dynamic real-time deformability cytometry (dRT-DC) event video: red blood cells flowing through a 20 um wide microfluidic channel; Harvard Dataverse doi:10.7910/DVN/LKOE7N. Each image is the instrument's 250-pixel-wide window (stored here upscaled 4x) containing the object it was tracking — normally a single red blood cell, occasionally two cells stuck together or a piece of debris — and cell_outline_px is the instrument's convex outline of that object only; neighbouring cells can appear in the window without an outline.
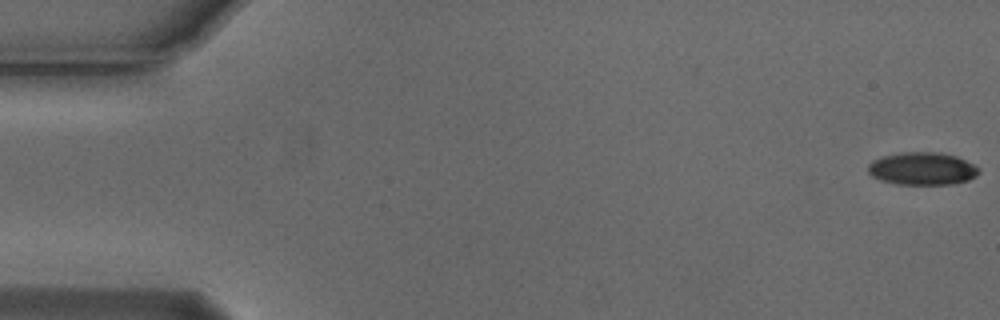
{"species": "Egyptian fruit bat (a non-hibernating species)", "species_latin": "Rousettus aegyptiacus", "temperature_condition": "cold", "stored_images_in_passage": 55, "camera_frame_rate_fps": 3000, "um_per_image_px": 0.085, "animal": {"sex": "male"}, "frame": {"image": 1, "passage_image": 1, "time_ms": 0.0, "image_size_px": [1000, 320], "cell_outline_px": [[980, 172], [976, 176], [968, 180], [952, 184], [896, 184], [880, 180], [872, 176], [868, 172], [868, 164], [872, 160], [884, 156], [904, 152], [940, 152], [956, 156], [980, 168]], "centroid_in_image_um": [78.39, 14.33], "position_along_channel_um": 6.6, "area_um2": 21.1}}
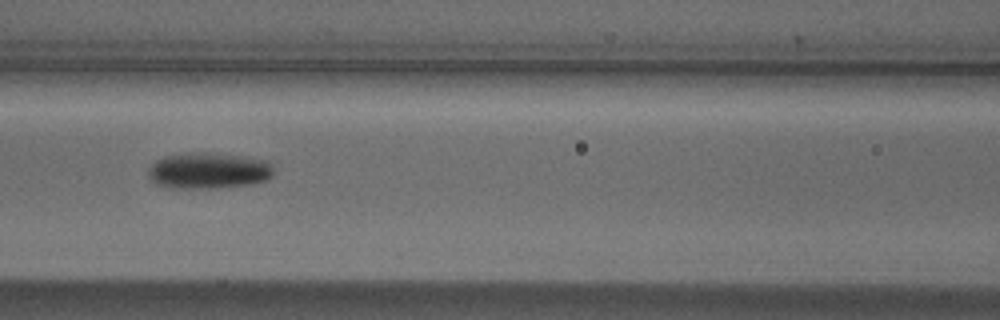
{"frame": {"image": 2, "passage_image": 24, "time_ms": 7.667, "image_size_px": [1000, 320], "cell_outline_px": [[272, 176], [264, 180], [252, 184], [216, 188], [168, 188], [156, 184], [148, 176], [148, 168], [156, 160], [164, 156], [192, 152], [208, 152], [244, 156], [268, 160], [272, 168]], "centroid_in_image_um": [17.7, 14.5], "position_along_channel_um": 148.9, "area_um2": 26.65}}
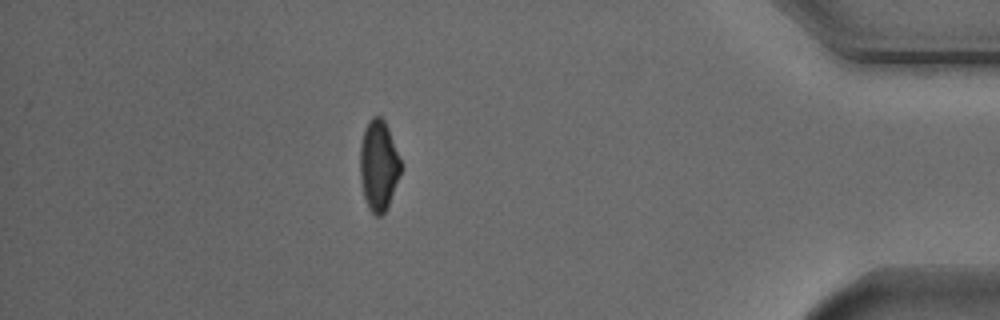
{"frame": {"image": 3, "passage_image": 48, "time_ms": 15.667, "image_size_px": [1000, 320], "cell_outline_px": [[404, 168], [388, 204], [384, 212], [380, 216], [376, 216], [368, 208], [364, 196], [360, 180], [360, 144], [364, 128], [368, 120], [372, 116], [380, 116], [384, 120], [388, 128], [404, 164]], "centroid_in_image_um": [32.2, 14.03], "position_along_channel_um": 403.0, "area_um2": 21.96}, "authors_computed_cell_mechanics": {"area_um2": 22.9466, "velocity_mm_per_s": 3.7678, "shape_relaxation_time_tau1_ms": 2.953, "shape_relaxation_time_tau2_ms": null, "deformation_change_tau1": 0.1322, "deformation_change_tau2": null}}